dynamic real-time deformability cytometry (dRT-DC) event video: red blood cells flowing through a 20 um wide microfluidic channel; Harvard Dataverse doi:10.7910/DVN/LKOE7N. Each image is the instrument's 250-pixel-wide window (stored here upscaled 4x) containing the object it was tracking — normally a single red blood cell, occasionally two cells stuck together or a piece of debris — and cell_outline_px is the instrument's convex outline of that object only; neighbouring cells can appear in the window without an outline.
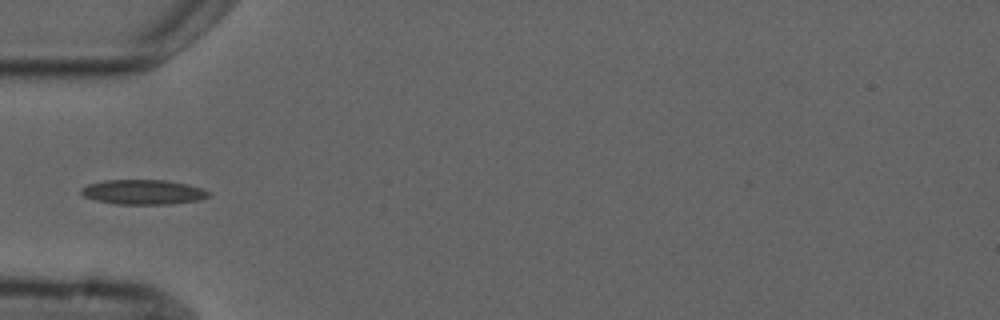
{"species": "common noctule bat (a hibernating species)", "species_latin": "Nyctalus noctula", "temperature_condition": "cold", "stored_images_in_passage": 6, "camera_frame_rate_fps": 3000, "um_per_image_px": 0.085, "animal": {"sex": "male", "forearm_length_mm": 52.5}, "frame": {"image": 1, "passage_image": 6, "time_ms": 5.667, "image_size_px": [1000, 320], "cell_outline_px": [[208, 196], [196, 200], [168, 204], [116, 204], [96, 200], [84, 196], [80, 192], [80, 188], [88, 184], [104, 180], [164, 180], [188, 184], [200, 188], [208, 192]], "centroid_in_image_um": [12.1, 16.32], "position_along_channel_um": 72.9, "area_um2": 18.15}}